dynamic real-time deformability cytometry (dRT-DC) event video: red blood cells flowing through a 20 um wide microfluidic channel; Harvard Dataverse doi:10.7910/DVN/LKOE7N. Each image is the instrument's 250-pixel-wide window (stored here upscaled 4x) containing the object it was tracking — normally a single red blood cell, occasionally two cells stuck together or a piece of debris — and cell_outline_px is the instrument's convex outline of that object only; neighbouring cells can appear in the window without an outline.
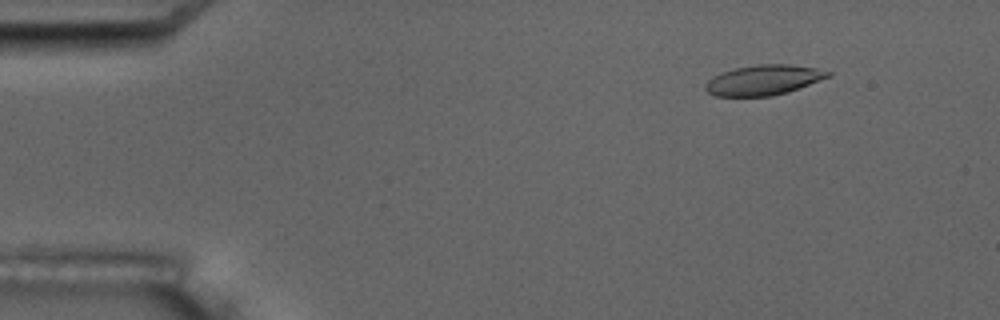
{"species": "common noctule bat (a hibernating species)", "species_latin": "Nyctalus noctula", "temperature_condition": "room temperature", "stored_images_in_passage": 5, "camera_frame_rate_fps": 3000, "um_per_image_px": 0.085, "animal": {"sex": "male", "body_mass_g": 17.5, "forearm_length_mm": 52.3}, "frame": {"image": 1, "passage_image": 2, "time_ms": 1.333, "image_size_px": [1000, 320], "cell_outline_px": [[832, 76], [788, 92], [772, 96], [716, 96], [708, 92], [704, 88], [704, 84], [712, 76], [736, 68], [756, 64], [788, 64], [816, 68], [832, 72]], "centroid_in_image_um": [64.91, 6.8], "position_along_channel_um": 20.1, "area_um2": 21.56}}
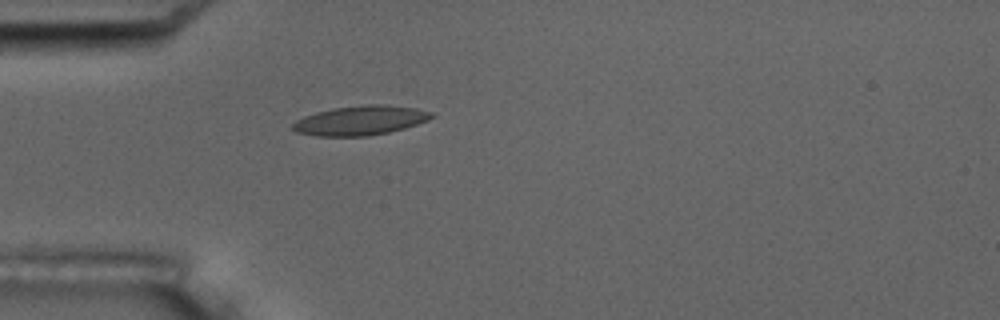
{"frame": {"image": 2, "passage_image": 5, "time_ms": 4.667, "image_size_px": [1000, 320], "cell_outline_px": [[436, 116], [428, 120], [404, 128], [388, 132], [368, 136], [316, 136], [296, 132], [292, 128], [292, 124], [296, 120], [304, 116], [316, 112], [332, 108], [368, 104], [384, 104], [416, 108], [432, 112]], "centroid_in_image_um": [30.63, 10.23], "position_along_channel_um": 54.4, "area_um2": 23.87}}